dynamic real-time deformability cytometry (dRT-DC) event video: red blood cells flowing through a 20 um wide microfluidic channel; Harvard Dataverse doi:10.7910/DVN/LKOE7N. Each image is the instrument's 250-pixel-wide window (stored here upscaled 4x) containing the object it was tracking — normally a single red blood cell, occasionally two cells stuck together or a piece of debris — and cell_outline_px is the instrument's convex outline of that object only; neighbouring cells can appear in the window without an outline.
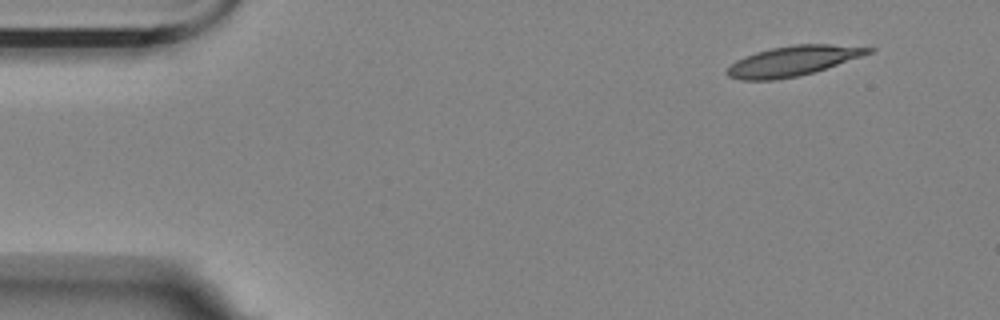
{"species": "Egyptian fruit bat (a non-hibernating species)", "species_latin": "Rousettus aegyptiacus", "temperature_condition": "room temperature", "stored_images_in_passage": 52, "camera_frame_rate_fps": 3000, "um_per_image_px": 0.085, "animal": {"sex": "female"}, "frame": {"image": 1, "passage_image": 1, "time_ms": 0.0, "image_size_px": [1000, 320], "cell_outline_px": [[876, 48], [872, 52], [812, 72], [796, 76], [776, 80], [740, 80], [728, 76], [724, 72], [736, 60], [744, 56], [756, 52], [772, 48], [792, 44], [828, 44]], "centroid_in_image_um": [67.32, 5.18], "position_along_channel_um": 17.7, "area_um2": 24.28}}
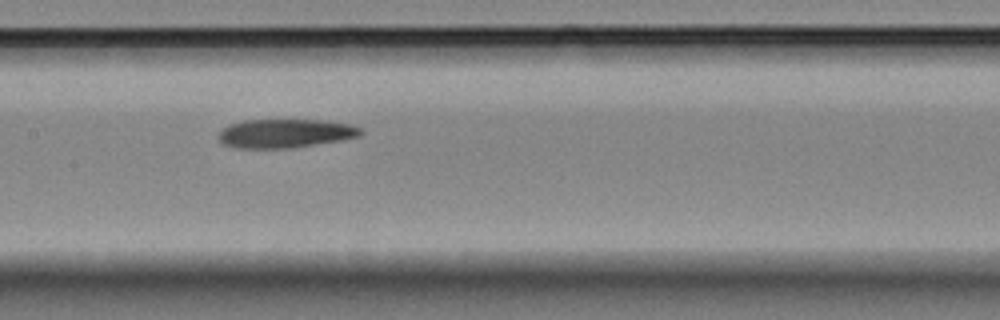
{"frame": {"image": 2, "passage_image": 23, "time_ms": 7.333, "image_size_px": [1000, 320], "cell_outline_px": [[364, 132], [360, 136], [340, 140], [292, 148], [232, 148], [224, 144], [216, 136], [228, 124], [244, 120], [324, 120], [352, 124], [360, 128]], "centroid_in_image_um": [24.24, 11.33], "position_along_channel_um": 183.2, "area_um2": 23.99}}
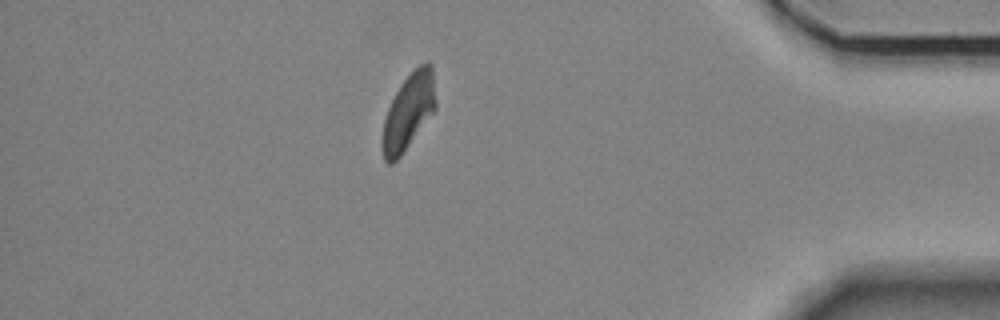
{"frame": {"image": 3, "passage_image": 45, "time_ms": 14.667, "image_size_px": [1000, 320], "cell_outline_px": [[436, 108], [400, 156], [392, 164], [388, 164], [384, 160], [380, 144], [380, 140], [384, 120], [388, 108], [400, 84], [420, 64], [428, 60], [432, 64], [436, 100]], "centroid_in_image_um": [34.7, 9.5], "position_along_channel_um": 400.5, "area_um2": 23.58}, "authors_computed_cell_mechanics": {"area_um2": 24.5072, "velocity_mm_per_s": 3.4882, "shape_relaxation_time_tau1_ms": null, "shape_relaxation_time_tau2_ms": 8.7153, "deformation_change_tau1": null, "deformation_change_tau2": 0.1658}}